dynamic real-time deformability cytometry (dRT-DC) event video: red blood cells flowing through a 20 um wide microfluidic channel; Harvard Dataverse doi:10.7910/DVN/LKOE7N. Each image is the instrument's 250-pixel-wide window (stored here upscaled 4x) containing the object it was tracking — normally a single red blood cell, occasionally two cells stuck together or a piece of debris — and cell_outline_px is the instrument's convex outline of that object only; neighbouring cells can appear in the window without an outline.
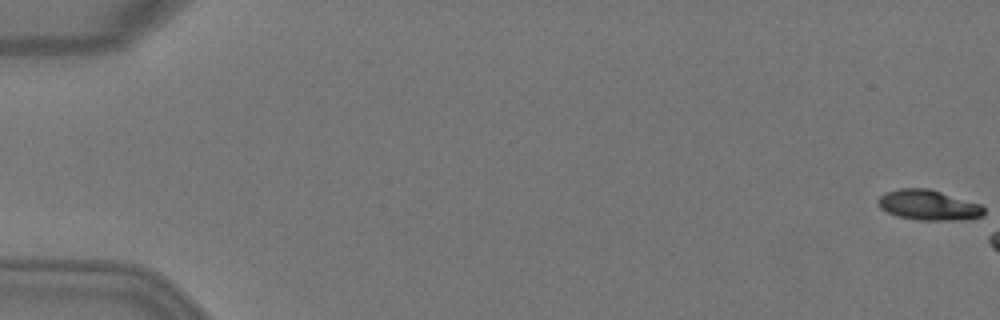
{"species": "Egyptian fruit bat (a non-hibernating species)", "species_latin": "Rousettus aegyptiacus", "temperature_condition": "warm", "stored_images_in_passage": 3, "camera_frame_rate_fps": 3000, "um_per_image_px": 0.085, "animal": {"sex": "female"}, "frame": {"image": 1, "passage_image": 1, "time_ms": 0.0, "image_size_px": [1000, 320], "cell_outline_px": [[984, 216], [964, 220], [916, 220], [896, 216], [880, 208], [876, 200], [880, 196], [888, 192], [900, 188], [928, 188], [980, 204], [984, 208]], "centroid_in_image_um": [78.92, 17.44], "position_along_channel_um": 6.1, "area_um2": 18.67}}